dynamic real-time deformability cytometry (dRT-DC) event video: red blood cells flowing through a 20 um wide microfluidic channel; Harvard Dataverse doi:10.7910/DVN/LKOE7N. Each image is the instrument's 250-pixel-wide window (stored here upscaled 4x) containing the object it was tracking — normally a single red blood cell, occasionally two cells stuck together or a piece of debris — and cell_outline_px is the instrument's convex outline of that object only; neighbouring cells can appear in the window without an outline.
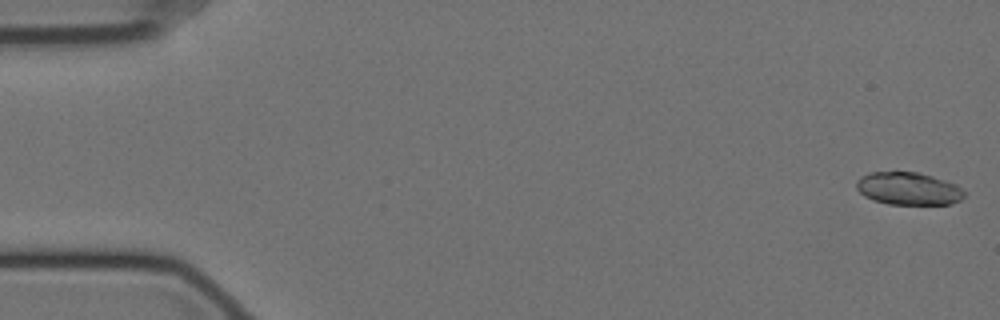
{"species": "Egyptian fruit bat (a non-hibernating species)", "species_latin": "Rousettus aegyptiacus", "temperature_condition": "cold", "stored_images_in_passage": 57, "camera_frame_rate_fps": 3000, "um_per_image_px": 0.085, "animal": {"sex": "female"}, "frame": {"image": 1, "passage_image": 1, "time_ms": 0.0, "image_size_px": [1000, 320], "cell_outline_px": [[964, 196], [960, 200], [948, 204], [888, 204], [872, 200], [864, 196], [856, 188], [856, 180], [860, 176], [872, 172], [916, 172], [932, 176], [956, 184], [964, 192]], "centroid_in_image_um": [77.17, 16.03], "position_along_channel_um": 7.8, "area_um2": 20.46}}
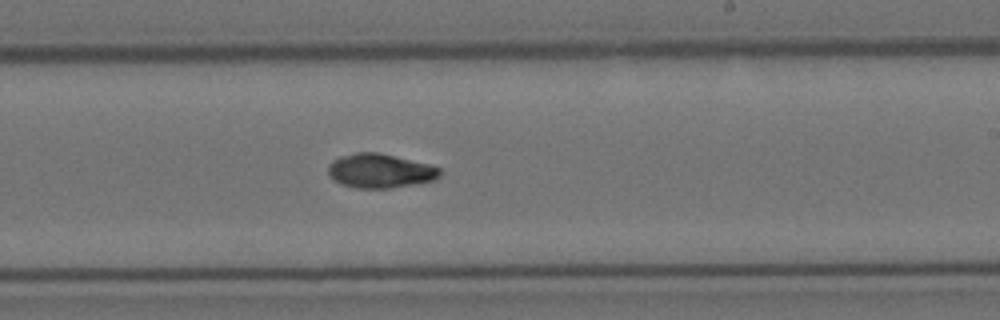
{"frame": {"image": 2, "passage_image": 34, "time_ms": 11.0, "image_size_px": [1000, 320], "cell_outline_px": [[444, 172], [436, 180], [392, 188], [356, 188], [340, 184], [332, 180], [328, 176], [328, 164], [332, 160], [340, 156], [356, 152], [376, 152], [432, 164], [440, 168]], "centroid_in_image_um": [32.31, 14.52], "position_along_channel_um": 256.7, "area_um2": 22.72}}
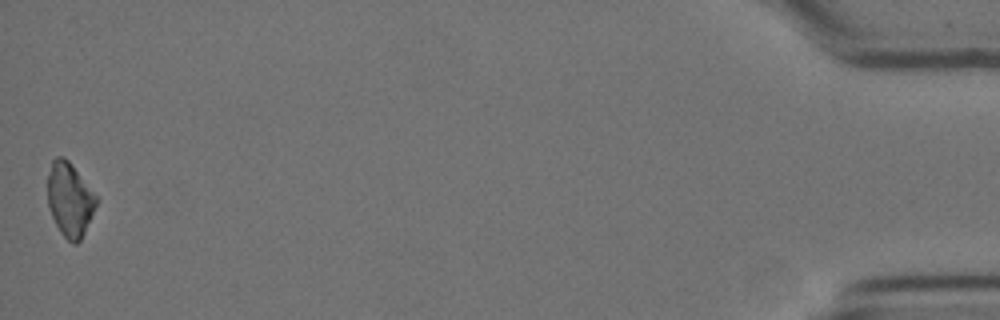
{"frame": {"image": 3, "passage_image": 57, "time_ms": 18.667, "image_size_px": [1000, 320], "cell_outline_px": [[100, 200], [80, 240], [76, 244], [72, 244], [60, 232], [52, 216], [48, 204], [48, 176], [52, 160], [56, 156], [64, 156], [68, 160]], "centroid_in_image_um": [5.94, 16.96], "position_along_channel_um": 429.3, "area_um2": 20.87}}